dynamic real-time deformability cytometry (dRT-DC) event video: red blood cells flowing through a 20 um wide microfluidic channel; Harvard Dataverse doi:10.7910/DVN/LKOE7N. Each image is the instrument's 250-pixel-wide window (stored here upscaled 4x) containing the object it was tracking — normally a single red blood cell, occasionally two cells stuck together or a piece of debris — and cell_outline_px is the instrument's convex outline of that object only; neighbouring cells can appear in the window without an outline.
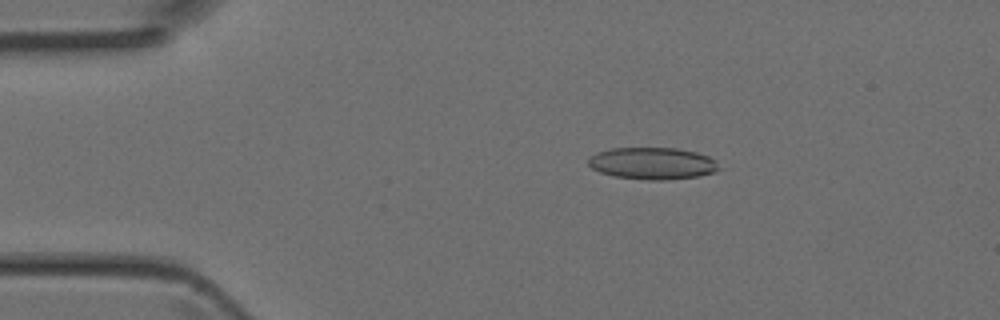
{"species": "Egyptian fruit bat (a non-hibernating species)", "species_latin": "Rousettus aegyptiacus", "temperature_condition": "room temperature", "stored_images_in_passage": 2, "camera_frame_rate_fps": 3000, "um_per_image_px": 0.085, "animal": {"sex": "female"}, "frame": {"image": 1, "passage_image": 1, "time_ms": 0.0, "image_size_px": [1000, 320], "cell_outline_px": [[720, 168], [716, 172], [700, 176], [664, 180], [648, 180], [616, 176], [600, 172], [592, 168], [588, 164], [588, 156], [596, 152], [612, 148], [676, 148], [696, 152], [708, 156], [716, 160]], "centroid_in_image_um": [55.47, 13.88], "position_along_channel_um": 29.5, "area_um2": 24.45}}
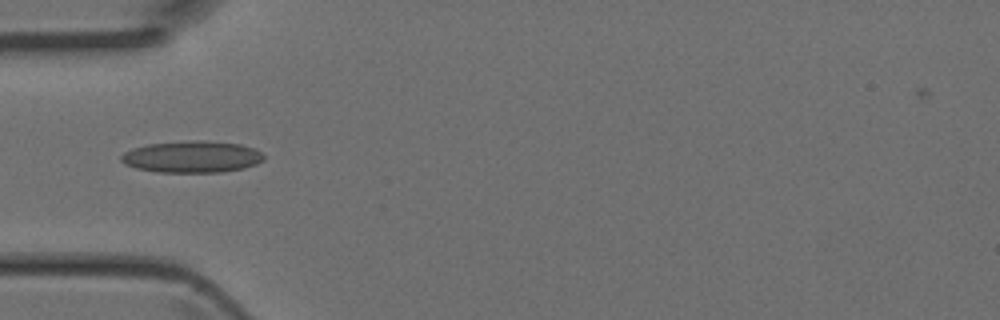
{"frame": {"image": 2, "passage_image": 2, "time_ms": 0.333, "image_size_px": [1000, 320], "cell_outline_px": [[264, 160], [256, 164], [244, 168], [224, 172], [156, 172], [136, 168], [124, 164], [120, 160], [120, 156], [124, 152], [132, 148], [148, 144], [188, 140], [200, 140], [240, 144], [256, 148], [264, 156]], "centroid_in_image_um": [16.31, 13.32], "position_along_channel_um": 68.7, "area_um2": 26.59}}